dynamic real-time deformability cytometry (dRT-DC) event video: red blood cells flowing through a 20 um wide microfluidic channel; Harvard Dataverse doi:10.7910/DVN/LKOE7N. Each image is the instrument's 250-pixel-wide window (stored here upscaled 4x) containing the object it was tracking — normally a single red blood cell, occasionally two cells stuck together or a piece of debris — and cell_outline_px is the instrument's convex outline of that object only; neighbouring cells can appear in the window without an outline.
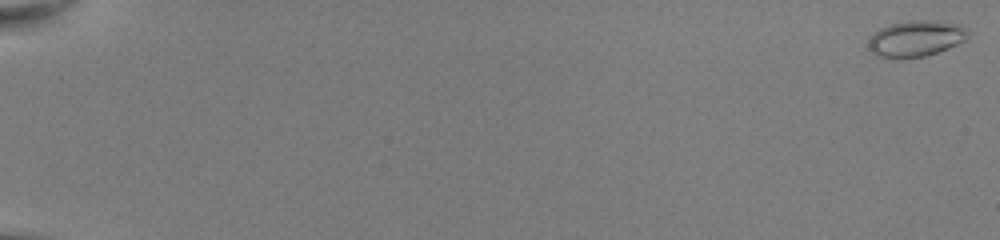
{"species": "common noctule bat (a hibernating species)", "species_latin": "Nyctalus noctula", "temperature_condition": "room temperature", "stored_images_in_passage": 18, "camera_frame_rate_fps": 3000, "um_per_image_px": 0.085, "animal": {"sex": "female", "body_mass_g": 22.0, "forearm_length_mm": 56.7}, "frame": {"image": 1, "passage_image": 1, "time_ms": 0.0, "image_size_px": [1000, 240], "cell_outline_px": [[968, 40], [948, 48], [924, 56], [896, 60], [876, 56], [868, 48], [868, 40], [880, 28], [892, 24], [908, 20], [936, 20], [956, 24], [968, 28]], "centroid_in_image_um": [77.85, 3.29], "position_along_channel_um": 7.2, "area_um2": 21.27}}